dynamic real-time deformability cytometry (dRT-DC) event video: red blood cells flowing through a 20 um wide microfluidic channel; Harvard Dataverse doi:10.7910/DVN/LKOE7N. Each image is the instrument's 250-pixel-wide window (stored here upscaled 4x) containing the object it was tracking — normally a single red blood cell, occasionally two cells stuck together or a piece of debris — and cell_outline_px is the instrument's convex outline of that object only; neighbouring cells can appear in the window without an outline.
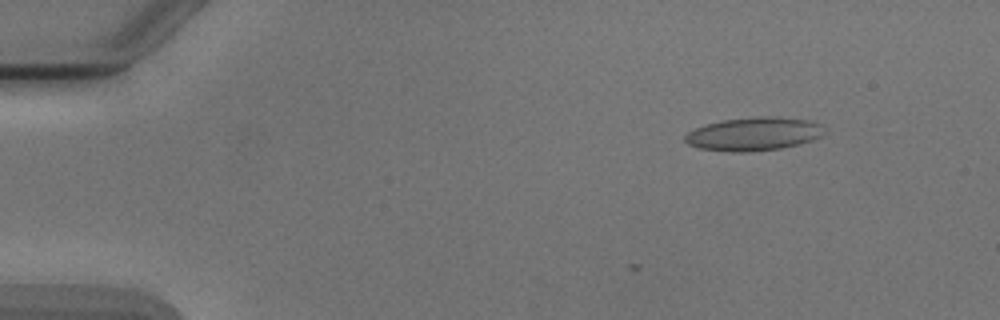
{"species": "Egyptian fruit bat (a non-hibernating species)", "species_latin": "Rousettus aegyptiacus", "temperature_condition": "cold", "stored_images_in_passage": 2, "camera_frame_rate_fps": 3000, "um_per_image_px": 0.085, "animal": {"sex": "male"}, "frame": {"image": 1, "passage_image": 2, "time_ms": 1.0, "image_size_px": [1000, 320], "cell_outline_px": [[824, 132], [820, 136], [812, 140], [780, 148], [744, 152], [736, 152], [700, 148], [688, 144], [684, 140], [684, 136], [688, 132], [704, 124], [724, 120], [756, 116], [768, 116], [812, 120], [820, 124]], "centroid_in_image_um": [64.05, 11.37], "position_along_channel_um": 21.0, "area_um2": 26.82}}